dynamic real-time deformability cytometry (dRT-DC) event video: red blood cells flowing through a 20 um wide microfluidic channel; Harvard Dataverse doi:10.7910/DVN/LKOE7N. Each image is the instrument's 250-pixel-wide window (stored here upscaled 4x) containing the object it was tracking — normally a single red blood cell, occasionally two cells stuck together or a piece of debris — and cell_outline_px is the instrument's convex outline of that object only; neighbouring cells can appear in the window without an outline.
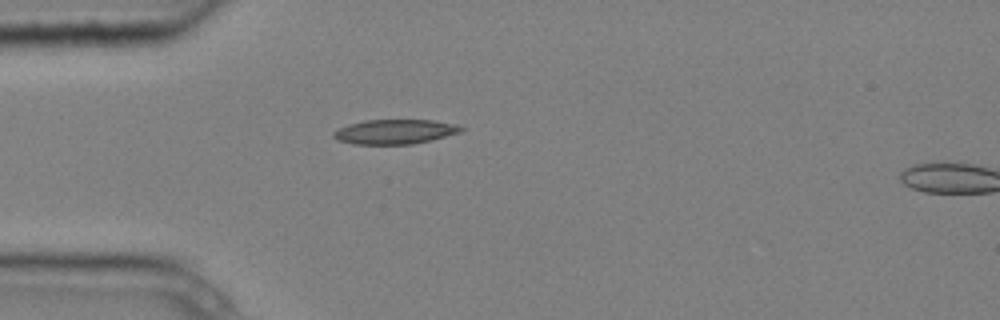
{"species": "common noctule bat (a hibernating species)", "species_latin": "Nyctalus noctula", "temperature_condition": "cold", "stored_images_in_passage": 3, "camera_frame_rate_fps": 3000, "um_per_image_px": 0.085, "animal": {"sex": "male", "body_mass_g": 20.4}, "frame": {"image": 1, "passage_image": 2, "time_ms": 0.333, "image_size_px": [1000, 320], "cell_outline_px": [[464, 128], [460, 132], [432, 140], [412, 144], [352, 144], [336, 140], [332, 136], [332, 132], [348, 124], [364, 120], [432, 120], [452, 124]], "centroid_in_image_um": [33.5, 11.2], "position_along_channel_um": 51.5, "area_um2": 18.21}}